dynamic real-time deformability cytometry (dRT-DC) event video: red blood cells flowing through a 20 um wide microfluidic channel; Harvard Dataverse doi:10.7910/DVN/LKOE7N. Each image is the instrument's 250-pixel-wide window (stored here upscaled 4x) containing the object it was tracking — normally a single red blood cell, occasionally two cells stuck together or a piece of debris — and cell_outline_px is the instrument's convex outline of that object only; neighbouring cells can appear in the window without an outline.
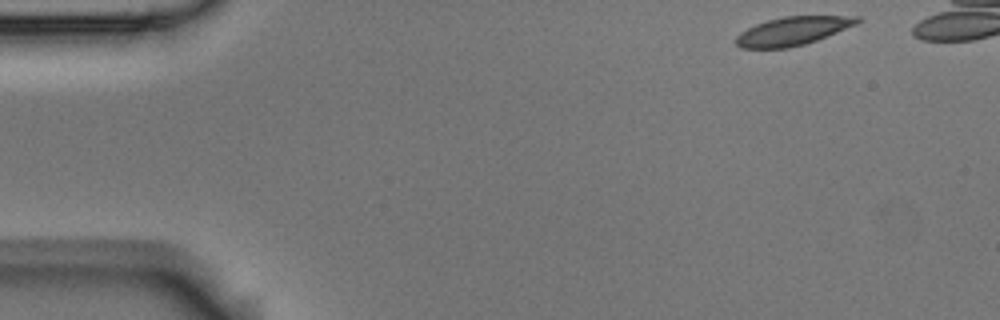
{"species": "Egyptian fruit bat (a non-hibernating species)", "species_latin": "Rousettus aegyptiacus", "temperature_condition": "room temperature", "stored_images_in_passage": 4, "camera_frame_rate_fps": 3000, "um_per_image_px": 0.085, "animal": {"sex": "male"}, "frame": {"image": 1, "passage_image": 1, "time_ms": 0.0, "image_size_px": [1000, 320], "cell_outline_px": [[864, 20], [856, 24], [816, 40], [804, 44], [788, 48], [740, 48], [736, 44], [736, 36], [740, 32], [756, 24], [768, 20], [784, 16], [860, 16]], "centroid_in_image_um": [67.38, 2.63], "position_along_channel_um": 17.6, "area_um2": 19.94}}